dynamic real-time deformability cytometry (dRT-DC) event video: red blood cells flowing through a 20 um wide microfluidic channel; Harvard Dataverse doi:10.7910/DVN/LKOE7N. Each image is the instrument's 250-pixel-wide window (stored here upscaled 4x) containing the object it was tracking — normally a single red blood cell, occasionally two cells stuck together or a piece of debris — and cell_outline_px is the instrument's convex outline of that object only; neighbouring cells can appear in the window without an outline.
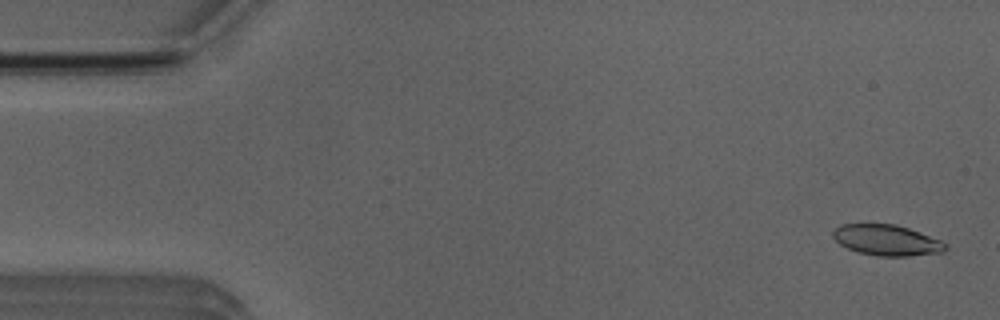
{"species": "Egyptian fruit bat (a non-hibernating species)", "species_latin": "Rousettus aegyptiacus", "temperature_condition": "room temperature", "stored_images_in_passage": 6, "camera_frame_rate_fps": 3000, "um_per_image_px": 0.085, "animal": {"sex": "male"}, "frame": {"image": 1, "passage_image": 1, "time_ms": 0.0, "image_size_px": [1000, 320], "cell_outline_px": [[948, 248], [944, 252], [908, 256], [876, 256], [856, 252], [840, 244], [832, 236], [832, 232], [840, 224], [896, 224], [920, 232], [940, 240], [948, 244]], "centroid_in_image_um": [75.38, 20.42], "position_along_channel_um": 9.6, "area_um2": 20.29}}
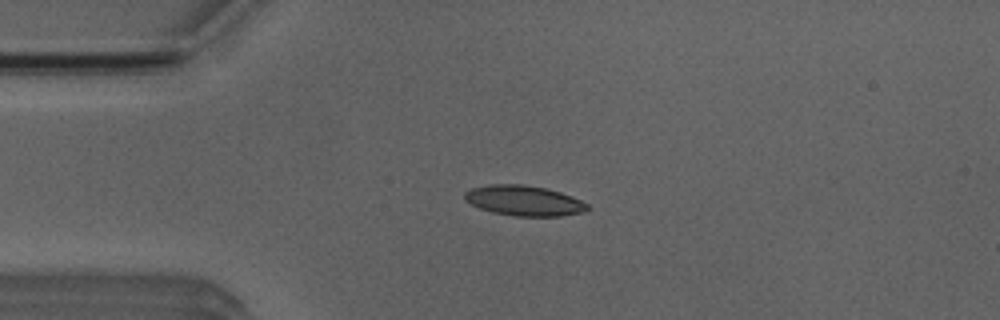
{"frame": {"image": 2, "passage_image": 4, "time_ms": 3.333, "image_size_px": [1000, 320], "cell_outline_px": [[588, 208], [584, 212], [560, 216], [516, 216], [492, 212], [480, 208], [464, 200], [464, 192], [472, 188], [488, 184], [524, 184], [544, 188], [560, 192], [572, 196], [588, 204]], "centroid_in_image_um": [44.52, 17.05], "position_along_channel_um": 40.5, "area_um2": 21.62}}